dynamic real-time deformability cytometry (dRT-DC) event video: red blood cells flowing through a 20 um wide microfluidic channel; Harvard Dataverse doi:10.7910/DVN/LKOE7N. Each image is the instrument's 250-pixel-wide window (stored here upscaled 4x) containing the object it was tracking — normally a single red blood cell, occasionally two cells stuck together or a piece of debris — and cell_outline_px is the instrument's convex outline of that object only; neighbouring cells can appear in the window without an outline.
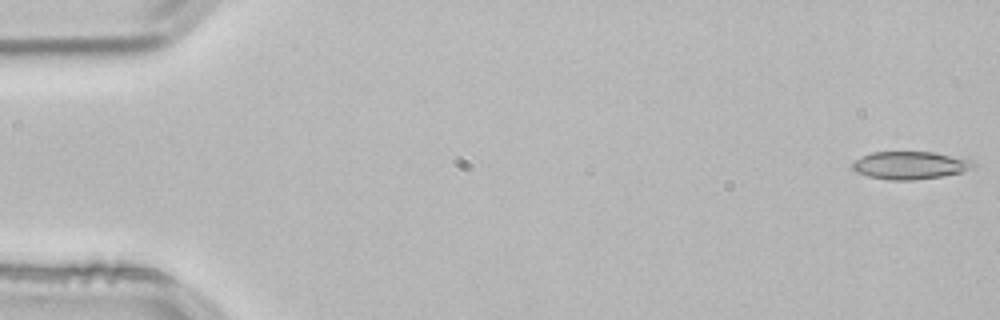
{"species": "common noctule bat (a hibernating species)", "species_latin": "Nyctalus noctula", "temperature_condition": "room temperature", "stored_images_in_passage": 53, "camera_frame_rate_fps": 3000, "um_per_image_px": 0.085, "animal": {"sex": "male", "body_mass_g": 21.5, "forearm_length_mm": 52.0}, "frame": {"image": 1, "passage_image": 1, "time_ms": 0.0, "image_size_px": [1000, 320], "cell_outline_px": [[976, 164], [960, 172], [940, 176], [912, 180], [888, 180], [868, 176], [856, 172], [852, 168], [852, 164], [856, 160], [872, 152], [932, 152], [976, 160]], "centroid_in_image_um": [77.35, 14.04], "position_along_channel_um": 7.7, "area_um2": 19.31}}
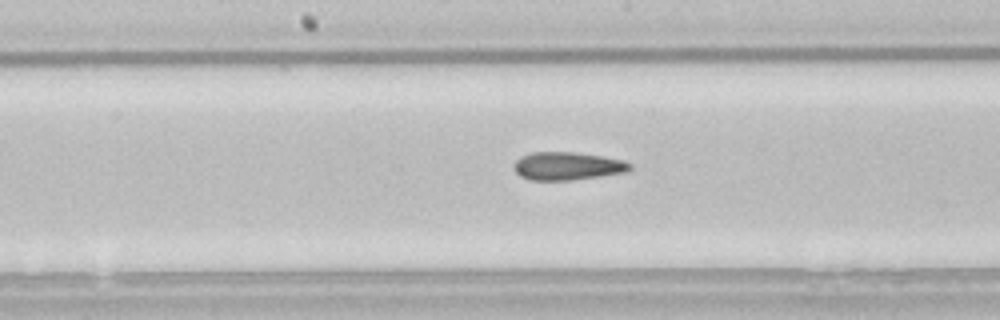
{"frame": {"image": 2, "passage_image": 27, "time_ms": 8.667, "image_size_px": [1000, 320], "cell_outline_px": [[632, 168], [628, 172], [572, 180], [528, 180], [520, 176], [516, 172], [516, 160], [520, 156], [532, 152], [572, 152], [600, 156], [620, 160], [632, 164]], "centroid_in_image_um": [48.23, 14.12], "position_along_channel_um": 200.0, "area_um2": 18.79}}
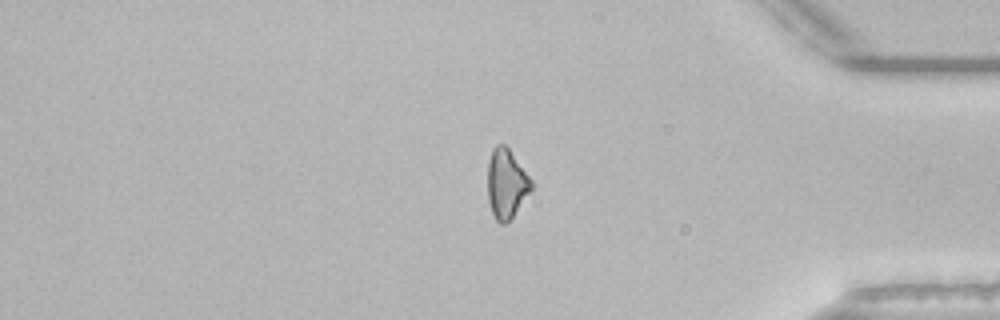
{"frame": {"image": 3, "passage_image": 44, "time_ms": 14.333, "image_size_px": [1000, 320], "cell_outline_px": [[532, 188], [512, 216], [504, 224], [500, 224], [496, 220], [492, 212], [488, 200], [488, 160], [492, 148], [496, 144], [504, 144], [508, 148], [532, 180]], "centroid_in_image_um": [43.01, 15.58], "position_along_channel_um": 392.2, "area_um2": 17.34}, "authors_computed_cell_mechanics": {"area_um2": 18.9584, "velocity_mm_per_s": 3.8581, "shape_relaxation_time_tau1_ms": null, "shape_relaxation_time_tau2_ms": 3.7642, "deformation_change_tau1": null, "deformation_change_tau2": 0.1308}}